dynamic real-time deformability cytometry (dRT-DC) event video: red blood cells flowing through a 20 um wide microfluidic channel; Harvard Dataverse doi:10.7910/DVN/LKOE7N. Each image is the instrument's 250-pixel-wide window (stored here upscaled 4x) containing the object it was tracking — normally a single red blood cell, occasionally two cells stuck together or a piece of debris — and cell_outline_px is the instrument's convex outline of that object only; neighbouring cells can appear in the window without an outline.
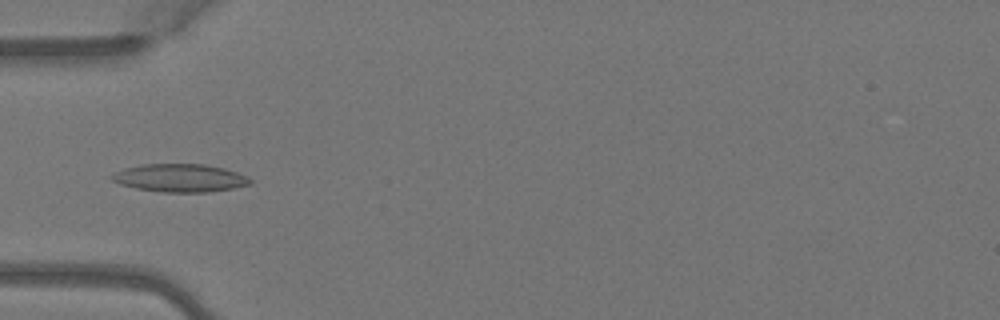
{"species": "Egyptian fruit bat (a non-hibernating species)", "species_latin": "Rousettus aegyptiacus", "temperature_condition": "warm", "stored_images_in_passage": 5, "camera_frame_rate_fps": 3000, "um_per_image_px": 0.085, "animal": {"sex": "female"}, "frame": {"image": 1, "passage_image": 5, "time_ms": 1.333, "image_size_px": [1000, 320], "cell_outline_px": [[252, 184], [232, 188], [204, 192], [164, 192], [136, 188], [120, 184], [112, 180], [108, 176], [124, 168], [140, 164], [204, 164], [224, 168], [248, 176], [252, 180]], "centroid_in_image_um": [15.29, 15.12], "position_along_channel_um": 69.7, "area_um2": 22.54}}